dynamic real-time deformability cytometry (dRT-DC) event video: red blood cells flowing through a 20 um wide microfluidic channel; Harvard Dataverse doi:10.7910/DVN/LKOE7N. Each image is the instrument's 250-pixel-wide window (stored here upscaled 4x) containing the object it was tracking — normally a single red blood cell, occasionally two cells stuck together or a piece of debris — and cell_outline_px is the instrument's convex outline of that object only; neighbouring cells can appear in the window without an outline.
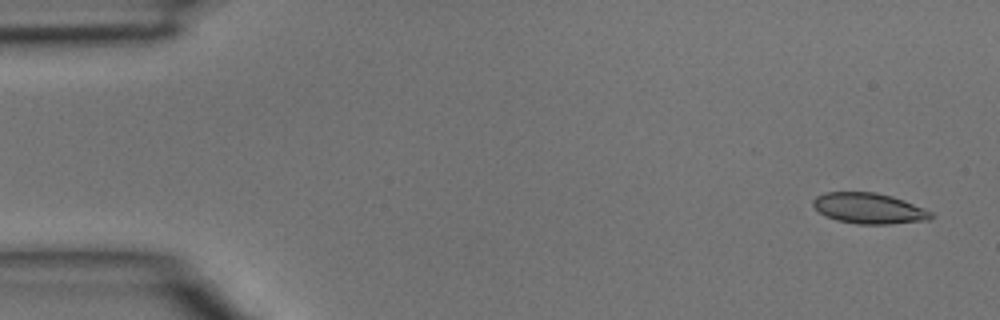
{"species": "common noctule bat (a hibernating species)", "species_latin": "Nyctalus noctula", "temperature_condition": "room temperature", "stored_images_in_passage": 4, "camera_frame_rate_fps": 3000, "um_per_image_px": 0.085, "animal": {"sex": "male", "body_mass_g": 15.6}, "frame": {"image": 1, "passage_image": 1, "time_ms": 0.0, "image_size_px": [1000, 320], "cell_outline_px": [[932, 216], [928, 220], [888, 224], [856, 224], [836, 220], [820, 212], [812, 204], [812, 200], [816, 196], [824, 192], [876, 192], [892, 196], [904, 200], [924, 208], [932, 212]], "centroid_in_image_um": [73.85, 17.7], "position_along_channel_um": 11.1, "area_um2": 21.04}}
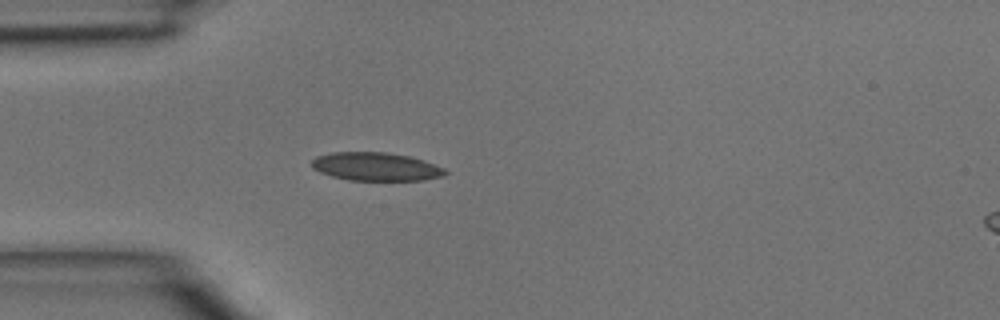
{"frame": {"image": 2, "passage_image": 4, "time_ms": 1.0, "image_size_px": [1000, 320], "cell_outline_px": [[448, 172], [444, 176], [424, 180], [348, 180], [332, 176], [320, 172], [312, 168], [312, 160], [316, 156], [332, 152], [388, 152], [408, 156], [424, 160], [444, 168]], "centroid_in_image_um": [31.96, 14.16], "position_along_channel_um": 53.0, "area_um2": 22.08}}